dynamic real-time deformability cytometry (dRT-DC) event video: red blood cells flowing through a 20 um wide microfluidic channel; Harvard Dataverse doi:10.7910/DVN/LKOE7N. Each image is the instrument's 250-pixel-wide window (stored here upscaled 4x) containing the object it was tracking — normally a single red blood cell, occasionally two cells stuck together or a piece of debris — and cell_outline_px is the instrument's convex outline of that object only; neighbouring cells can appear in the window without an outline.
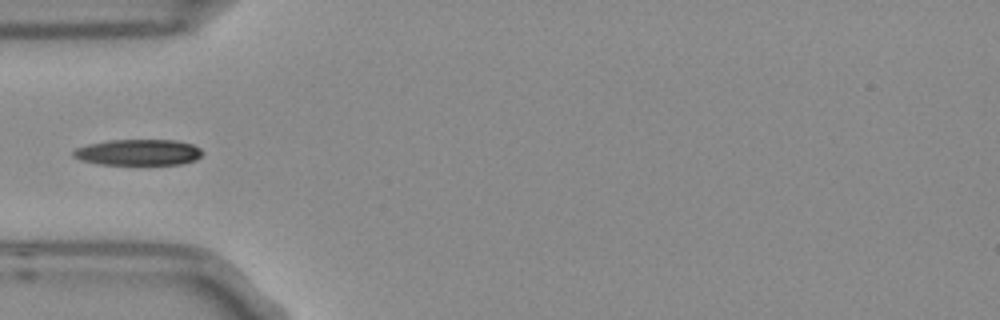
{"species": "Egyptian fruit bat (a non-hibernating species)", "species_latin": "Rousettus aegyptiacus", "temperature_condition": "room temperature", "stored_images_in_passage": 3, "camera_frame_rate_fps": 3000, "um_per_image_px": 0.085, "frame": {"image": 1, "passage_image": 3, "time_ms": 0.667, "image_size_px": [1000, 320], "cell_outline_px": [[204, 152], [196, 160], [180, 164], [100, 164], [80, 160], [72, 156], [72, 152], [76, 148], [88, 144], [108, 140], [176, 140], [192, 144], [200, 148]], "centroid_in_image_um": [11.76, 12.94], "position_along_channel_um": 73.2, "area_um2": 19.59}}